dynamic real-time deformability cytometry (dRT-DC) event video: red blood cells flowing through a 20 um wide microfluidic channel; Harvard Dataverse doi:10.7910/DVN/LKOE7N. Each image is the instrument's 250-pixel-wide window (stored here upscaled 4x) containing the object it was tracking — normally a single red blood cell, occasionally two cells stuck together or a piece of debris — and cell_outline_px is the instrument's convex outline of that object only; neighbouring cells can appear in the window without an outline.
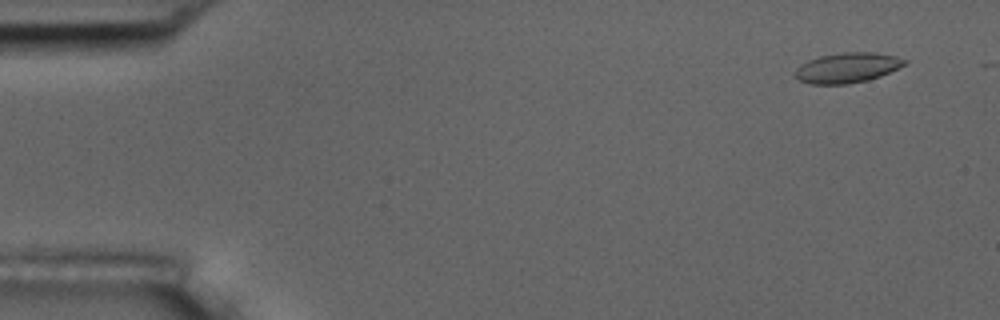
{"species": "common noctule bat (a hibernating species)", "species_latin": "Nyctalus noctula", "temperature_condition": "room temperature", "stored_images_in_passage": 3, "camera_frame_rate_fps": 3000, "um_per_image_px": 0.085, "animal": {"sex": "male", "body_mass_g": 17.5, "forearm_length_mm": 52.3}, "frame": {"image": 1, "passage_image": 2, "time_ms": 1.0, "image_size_px": [1000, 320], "cell_outline_px": [[908, 60], [904, 64], [880, 76], [868, 80], [848, 84], [808, 84], [800, 80], [796, 76], [796, 68], [800, 64], [808, 60], [820, 56], [844, 52], [872, 52], [896, 56]], "centroid_in_image_um": [71.99, 5.76], "position_along_channel_um": 13.0, "area_um2": 19.02}}